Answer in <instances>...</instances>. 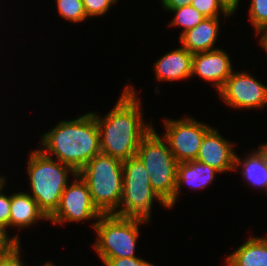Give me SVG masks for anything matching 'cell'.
<instances>
[{"instance_id":"cell-1","label":"cell","mask_w":267,"mask_h":266,"mask_svg":"<svg viewBox=\"0 0 267 266\" xmlns=\"http://www.w3.org/2000/svg\"><path fill=\"white\" fill-rule=\"evenodd\" d=\"M137 96L134 86L128 84L104 117L92 112L99 129L101 153L122 161L136 156L142 139L153 128L152 123L144 121L141 98Z\"/></svg>"},{"instance_id":"cell-2","label":"cell","mask_w":267,"mask_h":266,"mask_svg":"<svg viewBox=\"0 0 267 266\" xmlns=\"http://www.w3.org/2000/svg\"><path fill=\"white\" fill-rule=\"evenodd\" d=\"M40 141V150L77 173L101 152L99 129L92 112L68 121L60 120L41 135Z\"/></svg>"},{"instance_id":"cell-3","label":"cell","mask_w":267,"mask_h":266,"mask_svg":"<svg viewBox=\"0 0 267 266\" xmlns=\"http://www.w3.org/2000/svg\"><path fill=\"white\" fill-rule=\"evenodd\" d=\"M26 165L30 195L49 219L59 207L69 177H74L77 172L71 166L49 157L39 148L30 152Z\"/></svg>"},{"instance_id":"cell-4","label":"cell","mask_w":267,"mask_h":266,"mask_svg":"<svg viewBox=\"0 0 267 266\" xmlns=\"http://www.w3.org/2000/svg\"><path fill=\"white\" fill-rule=\"evenodd\" d=\"M78 174L87 183L99 212L115 214L122 197L123 161L100 152Z\"/></svg>"},{"instance_id":"cell-5","label":"cell","mask_w":267,"mask_h":266,"mask_svg":"<svg viewBox=\"0 0 267 266\" xmlns=\"http://www.w3.org/2000/svg\"><path fill=\"white\" fill-rule=\"evenodd\" d=\"M149 179L146 167L137 156L123 161L122 197L114 215L150 222L154 201L170 209L152 188Z\"/></svg>"},{"instance_id":"cell-6","label":"cell","mask_w":267,"mask_h":266,"mask_svg":"<svg viewBox=\"0 0 267 266\" xmlns=\"http://www.w3.org/2000/svg\"><path fill=\"white\" fill-rule=\"evenodd\" d=\"M136 156L146 167L152 188L172 209L179 162L154 127L142 139Z\"/></svg>"},{"instance_id":"cell-7","label":"cell","mask_w":267,"mask_h":266,"mask_svg":"<svg viewBox=\"0 0 267 266\" xmlns=\"http://www.w3.org/2000/svg\"><path fill=\"white\" fill-rule=\"evenodd\" d=\"M140 219L122 218L114 214L102 215L95 224L96 241L93 244L99 258L136 257Z\"/></svg>"},{"instance_id":"cell-8","label":"cell","mask_w":267,"mask_h":266,"mask_svg":"<svg viewBox=\"0 0 267 266\" xmlns=\"http://www.w3.org/2000/svg\"><path fill=\"white\" fill-rule=\"evenodd\" d=\"M70 182L61 195L58 209L48 221L61 226L67 222L78 223L95 220L92 223L94 230L95 224L102 214L92 202L87 183L78 173L73 177V182Z\"/></svg>"},{"instance_id":"cell-9","label":"cell","mask_w":267,"mask_h":266,"mask_svg":"<svg viewBox=\"0 0 267 266\" xmlns=\"http://www.w3.org/2000/svg\"><path fill=\"white\" fill-rule=\"evenodd\" d=\"M164 133L161 135L178 162L196 160L205 133L210 125L197 121L193 117L163 119Z\"/></svg>"},{"instance_id":"cell-10","label":"cell","mask_w":267,"mask_h":266,"mask_svg":"<svg viewBox=\"0 0 267 266\" xmlns=\"http://www.w3.org/2000/svg\"><path fill=\"white\" fill-rule=\"evenodd\" d=\"M217 92L223 103L233 109L267 106V86L247 71H234Z\"/></svg>"},{"instance_id":"cell-11","label":"cell","mask_w":267,"mask_h":266,"mask_svg":"<svg viewBox=\"0 0 267 266\" xmlns=\"http://www.w3.org/2000/svg\"><path fill=\"white\" fill-rule=\"evenodd\" d=\"M232 61L222 48L193 54L191 77L199 76L218 91L233 73Z\"/></svg>"},{"instance_id":"cell-12","label":"cell","mask_w":267,"mask_h":266,"mask_svg":"<svg viewBox=\"0 0 267 266\" xmlns=\"http://www.w3.org/2000/svg\"><path fill=\"white\" fill-rule=\"evenodd\" d=\"M218 128L211 127L204 135L196 160L216 169L219 173L235 171V158L233 143L229 142Z\"/></svg>"},{"instance_id":"cell-13","label":"cell","mask_w":267,"mask_h":266,"mask_svg":"<svg viewBox=\"0 0 267 266\" xmlns=\"http://www.w3.org/2000/svg\"><path fill=\"white\" fill-rule=\"evenodd\" d=\"M192 58L193 54L183 46L167 52L154 63L155 79L175 82L190 78Z\"/></svg>"},{"instance_id":"cell-14","label":"cell","mask_w":267,"mask_h":266,"mask_svg":"<svg viewBox=\"0 0 267 266\" xmlns=\"http://www.w3.org/2000/svg\"><path fill=\"white\" fill-rule=\"evenodd\" d=\"M219 173L205 163L198 160L179 162L177 167L176 189L174 192V205L180 197L182 186H188L193 191L196 189H205L214 181L215 176Z\"/></svg>"},{"instance_id":"cell-15","label":"cell","mask_w":267,"mask_h":266,"mask_svg":"<svg viewBox=\"0 0 267 266\" xmlns=\"http://www.w3.org/2000/svg\"><path fill=\"white\" fill-rule=\"evenodd\" d=\"M220 21V18H204L197 26L179 36L180 43L192 54L219 49L215 47V43Z\"/></svg>"},{"instance_id":"cell-16","label":"cell","mask_w":267,"mask_h":266,"mask_svg":"<svg viewBox=\"0 0 267 266\" xmlns=\"http://www.w3.org/2000/svg\"><path fill=\"white\" fill-rule=\"evenodd\" d=\"M42 219L49 220L29 193L21 191L11 194L10 228L15 227L21 231Z\"/></svg>"},{"instance_id":"cell-17","label":"cell","mask_w":267,"mask_h":266,"mask_svg":"<svg viewBox=\"0 0 267 266\" xmlns=\"http://www.w3.org/2000/svg\"><path fill=\"white\" fill-rule=\"evenodd\" d=\"M241 167V176L243 181L249 186H253V189H262L263 191L267 188V149L260 145L258 149L252 150L243 159L236 153L235 158V170Z\"/></svg>"},{"instance_id":"cell-18","label":"cell","mask_w":267,"mask_h":266,"mask_svg":"<svg viewBox=\"0 0 267 266\" xmlns=\"http://www.w3.org/2000/svg\"><path fill=\"white\" fill-rule=\"evenodd\" d=\"M225 261L226 266H267V236H251Z\"/></svg>"},{"instance_id":"cell-19","label":"cell","mask_w":267,"mask_h":266,"mask_svg":"<svg viewBox=\"0 0 267 266\" xmlns=\"http://www.w3.org/2000/svg\"><path fill=\"white\" fill-rule=\"evenodd\" d=\"M169 12H173L174 17L173 19H171L172 21H170V24L168 26H175L180 28L182 27L183 30H181L182 32L181 34H179L180 36L187 30L197 26L205 18L198 10H196L191 5H186L178 9H173Z\"/></svg>"},{"instance_id":"cell-20","label":"cell","mask_w":267,"mask_h":266,"mask_svg":"<svg viewBox=\"0 0 267 266\" xmlns=\"http://www.w3.org/2000/svg\"><path fill=\"white\" fill-rule=\"evenodd\" d=\"M191 6L198 10L205 18H229L234 13L222 0H192Z\"/></svg>"},{"instance_id":"cell-21","label":"cell","mask_w":267,"mask_h":266,"mask_svg":"<svg viewBox=\"0 0 267 266\" xmlns=\"http://www.w3.org/2000/svg\"><path fill=\"white\" fill-rule=\"evenodd\" d=\"M60 17L68 22L81 23L87 15L82 0H55Z\"/></svg>"},{"instance_id":"cell-22","label":"cell","mask_w":267,"mask_h":266,"mask_svg":"<svg viewBox=\"0 0 267 266\" xmlns=\"http://www.w3.org/2000/svg\"><path fill=\"white\" fill-rule=\"evenodd\" d=\"M249 20L255 29V34L267 29V0H251Z\"/></svg>"},{"instance_id":"cell-23","label":"cell","mask_w":267,"mask_h":266,"mask_svg":"<svg viewBox=\"0 0 267 266\" xmlns=\"http://www.w3.org/2000/svg\"><path fill=\"white\" fill-rule=\"evenodd\" d=\"M117 2L118 0H82L88 19L105 15Z\"/></svg>"},{"instance_id":"cell-24","label":"cell","mask_w":267,"mask_h":266,"mask_svg":"<svg viewBox=\"0 0 267 266\" xmlns=\"http://www.w3.org/2000/svg\"><path fill=\"white\" fill-rule=\"evenodd\" d=\"M20 239L18 233L14 236H9L7 233V228L0 225V257L7 256L14 252L20 244Z\"/></svg>"},{"instance_id":"cell-25","label":"cell","mask_w":267,"mask_h":266,"mask_svg":"<svg viewBox=\"0 0 267 266\" xmlns=\"http://www.w3.org/2000/svg\"><path fill=\"white\" fill-rule=\"evenodd\" d=\"M105 266H155L154 264L136 256L123 258H99Z\"/></svg>"},{"instance_id":"cell-26","label":"cell","mask_w":267,"mask_h":266,"mask_svg":"<svg viewBox=\"0 0 267 266\" xmlns=\"http://www.w3.org/2000/svg\"><path fill=\"white\" fill-rule=\"evenodd\" d=\"M10 208H11V194L7 195L0 192V225L9 228L10 220Z\"/></svg>"},{"instance_id":"cell-27","label":"cell","mask_w":267,"mask_h":266,"mask_svg":"<svg viewBox=\"0 0 267 266\" xmlns=\"http://www.w3.org/2000/svg\"><path fill=\"white\" fill-rule=\"evenodd\" d=\"M20 246L11 254L0 257V266H23L24 262L20 255Z\"/></svg>"},{"instance_id":"cell-28","label":"cell","mask_w":267,"mask_h":266,"mask_svg":"<svg viewBox=\"0 0 267 266\" xmlns=\"http://www.w3.org/2000/svg\"><path fill=\"white\" fill-rule=\"evenodd\" d=\"M191 3L192 0H161V5L167 12L173 9L184 7L186 5H191Z\"/></svg>"},{"instance_id":"cell-29","label":"cell","mask_w":267,"mask_h":266,"mask_svg":"<svg viewBox=\"0 0 267 266\" xmlns=\"http://www.w3.org/2000/svg\"><path fill=\"white\" fill-rule=\"evenodd\" d=\"M256 35L260 36L258 42H259L260 46H262L264 52L267 53V29L258 32Z\"/></svg>"},{"instance_id":"cell-30","label":"cell","mask_w":267,"mask_h":266,"mask_svg":"<svg viewBox=\"0 0 267 266\" xmlns=\"http://www.w3.org/2000/svg\"><path fill=\"white\" fill-rule=\"evenodd\" d=\"M226 6L233 12L235 13L236 10L239 7V3L241 0H222Z\"/></svg>"},{"instance_id":"cell-31","label":"cell","mask_w":267,"mask_h":266,"mask_svg":"<svg viewBox=\"0 0 267 266\" xmlns=\"http://www.w3.org/2000/svg\"><path fill=\"white\" fill-rule=\"evenodd\" d=\"M6 177H4L2 174H0V192L4 190L6 185Z\"/></svg>"},{"instance_id":"cell-32","label":"cell","mask_w":267,"mask_h":266,"mask_svg":"<svg viewBox=\"0 0 267 266\" xmlns=\"http://www.w3.org/2000/svg\"><path fill=\"white\" fill-rule=\"evenodd\" d=\"M26 266H27V265H26ZM42 266H51V262L48 261V262L44 263Z\"/></svg>"},{"instance_id":"cell-33","label":"cell","mask_w":267,"mask_h":266,"mask_svg":"<svg viewBox=\"0 0 267 266\" xmlns=\"http://www.w3.org/2000/svg\"><path fill=\"white\" fill-rule=\"evenodd\" d=\"M262 145L267 149V143H265V144L262 143Z\"/></svg>"}]
</instances>
